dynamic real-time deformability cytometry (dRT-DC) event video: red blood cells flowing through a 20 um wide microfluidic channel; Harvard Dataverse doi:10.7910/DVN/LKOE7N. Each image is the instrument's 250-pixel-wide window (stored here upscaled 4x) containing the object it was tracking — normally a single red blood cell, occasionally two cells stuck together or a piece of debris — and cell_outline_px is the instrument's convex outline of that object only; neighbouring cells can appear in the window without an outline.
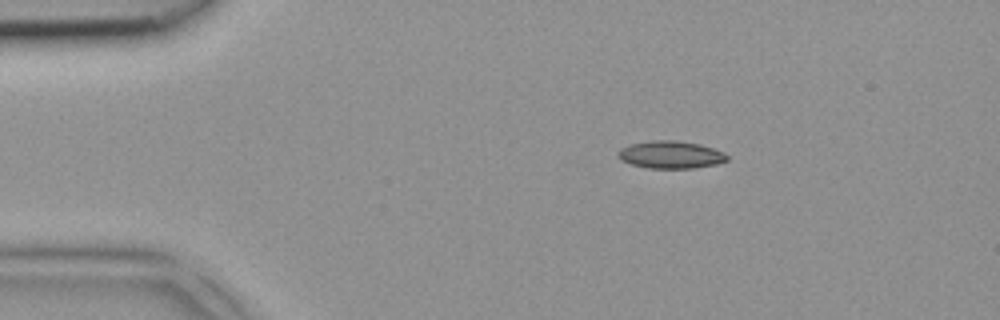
{"species": "common noctule bat (a hibernating species)", "species_latin": "Nyctalus noctula", "temperature_condition": "room temperature", "stored_images_in_passage": 3, "camera_frame_rate_fps": 3000, "um_per_image_px": 0.085, "animal": {"sex": "female", "body_mass_g": 18.4}, "frame": {"image": 1, "passage_image": 1, "time_ms": 0.0, "image_size_px": [1000, 320], "cell_outline_px": [[728, 160], [716, 164], [692, 168], [648, 168], [632, 164], [620, 160], [616, 152], [620, 148], [632, 144], [652, 140], [676, 140], [700, 144], [724, 152], [728, 156]], "centroid_in_image_um": [57.0, 13.14], "position_along_channel_um": 28.0, "area_um2": 17.46}}
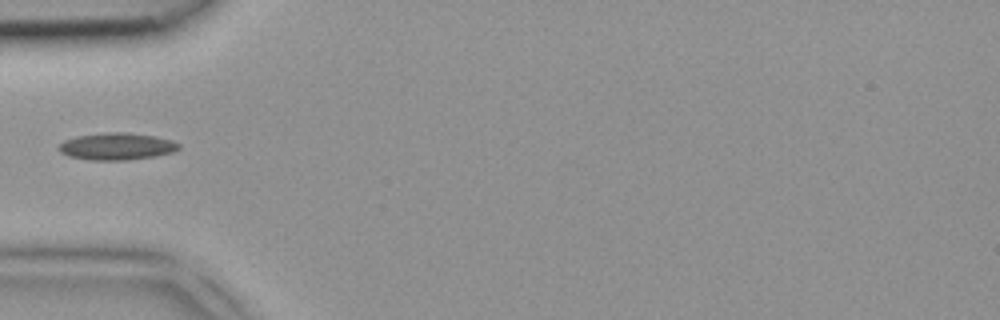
{"frame": {"image": 2, "passage_image": 3, "time_ms": 0.667, "image_size_px": [1000, 320], "cell_outline_px": [[180, 148], [172, 152], [156, 156], [128, 160], [92, 160], [68, 156], [60, 152], [56, 148], [64, 140], [76, 136], [108, 132], [128, 132], [152, 136], [172, 140], [180, 144]], "centroid_in_image_um": [9.9, 12.44], "position_along_channel_um": 75.1, "area_um2": 18.96}}